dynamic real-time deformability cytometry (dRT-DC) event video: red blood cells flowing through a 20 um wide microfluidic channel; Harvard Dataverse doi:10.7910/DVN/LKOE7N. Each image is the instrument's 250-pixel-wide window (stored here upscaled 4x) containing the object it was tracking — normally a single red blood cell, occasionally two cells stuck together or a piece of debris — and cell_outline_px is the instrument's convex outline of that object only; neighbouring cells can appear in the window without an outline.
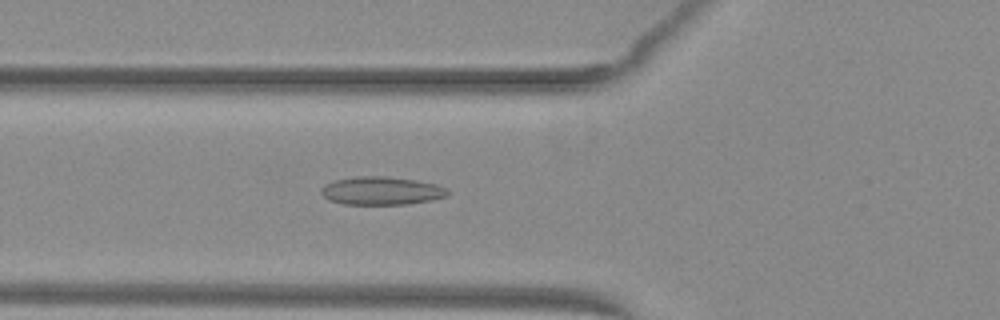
{"species": "common noctule bat (a hibernating species)", "species_latin": "Nyctalus noctula", "temperature_condition": "warm", "stored_images_in_passage": 52, "camera_frame_rate_fps": 3000, "um_per_image_px": 0.085, "animal": {"sex": "female", "body_mass_g": 29.2, "forearm_length_mm": 56.3}, "frame": {"image": 1, "passage_image": 20, "time_ms": 6.333, "image_size_px": [1000, 320], "cell_outline_px": [[448, 196], [432, 200], [408, 204], [344, 204], [328, 200], [320, 192], [320, 188], [324, 184], [336, 180], [360, 176], [388, 176], [416, 180], [436, 184], [448, 188]], "centroid_in_image_um": [32.43, 16.21], "position_along_channel_um": 93.4, "area_um2": 20.87}}
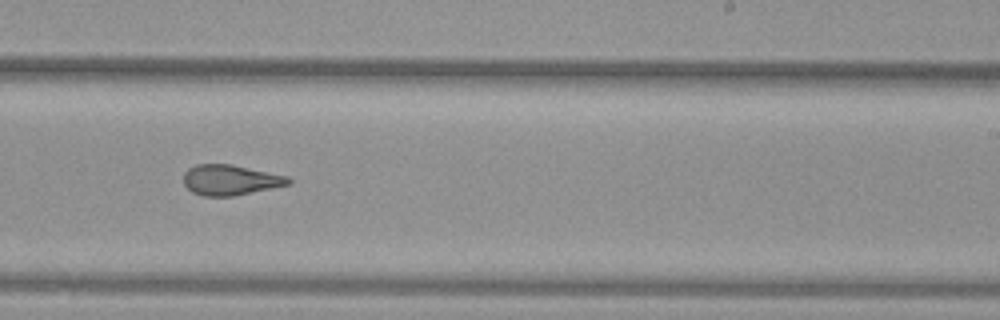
{"frame": {"image": 2, "passage_image": 33, "time_ms": 10.667, "image_size_px": [1000, 320], "cell_outline_px": [[292, 184], [232, 196], [204, 196], [192, 192], [184, 184], [184, 172], [188, 168], [196, 164], [232, 164], [288, 176], [292, 180]], "centroid_in_image_um": [19.59, 15.29], "position_along_channel_um": 269.4, "area_um2": 18.61}}
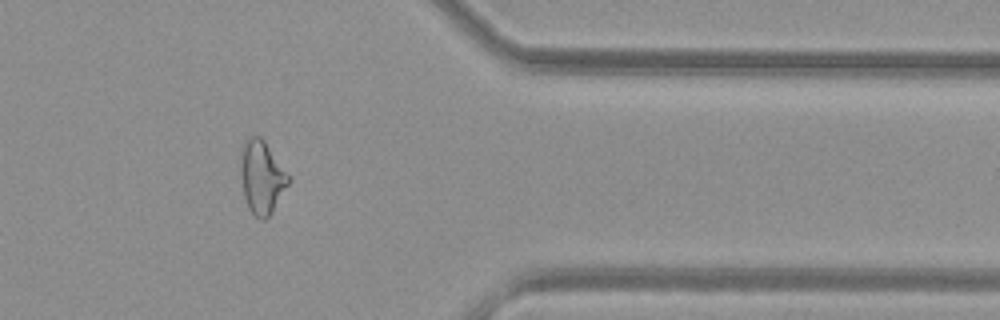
{"frame": {"image": 3, "passage_image": 43, "time_ms": 14.0, "image_size_px": [1000, 320], "cell_outline_px": [[288, 184], [272, 212], [264, 220], [260, 220], [248, 208], [244, 196], [240, 172], [240, 148], [244, 140], [252, 136], [260, 136], [264, 140], [288, 176]], "centroid_in_image_um": [22.19, 15.04], "position_along_channel_um": 389.2, "area_um2": 20.06}, "authors_computed_cell_mechanics": {"area_um2": 20.7502, "velocity_mm_per_s": 4.0567, "shape_relaxation_time_tau1_ms": null, "shape_relaxation_time_tau2_ms": 1.8893, "deformation_change_tau1": null, "deformation_change_tau2": 0.1068}}